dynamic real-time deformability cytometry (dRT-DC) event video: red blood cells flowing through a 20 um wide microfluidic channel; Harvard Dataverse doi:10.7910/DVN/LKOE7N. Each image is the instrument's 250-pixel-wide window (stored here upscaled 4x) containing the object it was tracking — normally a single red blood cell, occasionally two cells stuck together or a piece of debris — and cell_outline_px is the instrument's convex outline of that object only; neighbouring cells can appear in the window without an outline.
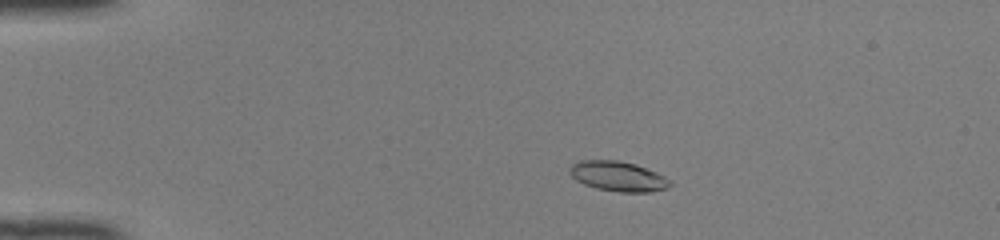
{"species": "common noctule bat (a hibernating species)", "species_latin": "Nyctalus noctula", "temperature_condition": "room temperature", "stored_images_in_passage": 47, "camera_frame_rate_fps": 3000, "um_per_image_px": 0.085, "animal": {"sex": "female", "body_mass_g": 22.0, "forearm_length_mm": 56.7}, "frame": {"image": 1, "passage_image": 8, "time_ms": 2.333, "image_size_px": [1000, 240], "cell_outline_px": [[672, 184], [668, 188], [652, 192], [620, 192], [596, 188], [584, 184], [576, 180], [568, 172], [568, 168], [572, 164], [580, 160], [616, 160], [636, 164], [656, 172], [672, 180]], "centroid_in_image_um": [52.54, 14.98], "position_along_channel_um": 32.5, "area_um2": 17.69}}
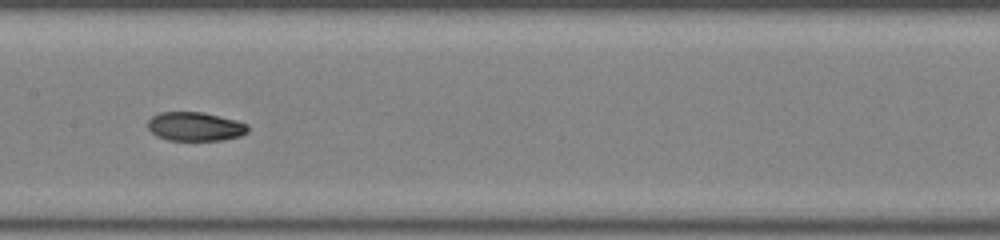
{"frame": {"image": 2, "passage_image": 24, "time_ms": 7.667, "image_size_px": [1000, 240], "cell_outline_px": [[248, 132], [240, 136], [220, 140], [168, 140], [156, 136], [148, 128], [148, 120], [152, 116], [160, 112], [204, 112], [236, 120], [248, 124]], "centroid_in_image_um": [16.59, 10.75], "position_along_channel_um": 190.8, "area_um2": 16.88}}
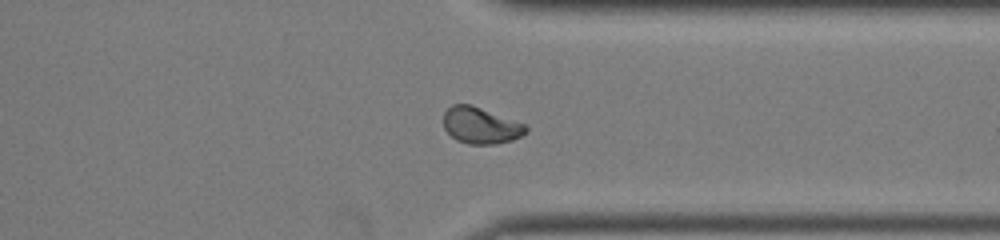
{"frame": {"image": 3, "passage_image": 37, "time_ms": 12.0, "image_size_px": [1000, 240], "cell_outline_px": [[528, 132], [512, 140], [496, 144], [468, 144], [456, 140], [444, 128], [444, 112], [452, 104], [472, 104], [524, 124], [528, 128]], "centroid_in_image_um": [40.85, 10.66], "position_along_channel_um": 370.6, "area_um2": 17.46}, "authors_computed_cell_mechanics": {"area_um2": 17.2822, "velocity_mm_per_s": 4.1439, "shape_relaxation_time_tau1_ms": 5.5949, "shape_relaxation_time_tau2_ms": 1.3063, "deformation_change_tau1": 0.1919, "deformation_change_tau2": 0.0507}}